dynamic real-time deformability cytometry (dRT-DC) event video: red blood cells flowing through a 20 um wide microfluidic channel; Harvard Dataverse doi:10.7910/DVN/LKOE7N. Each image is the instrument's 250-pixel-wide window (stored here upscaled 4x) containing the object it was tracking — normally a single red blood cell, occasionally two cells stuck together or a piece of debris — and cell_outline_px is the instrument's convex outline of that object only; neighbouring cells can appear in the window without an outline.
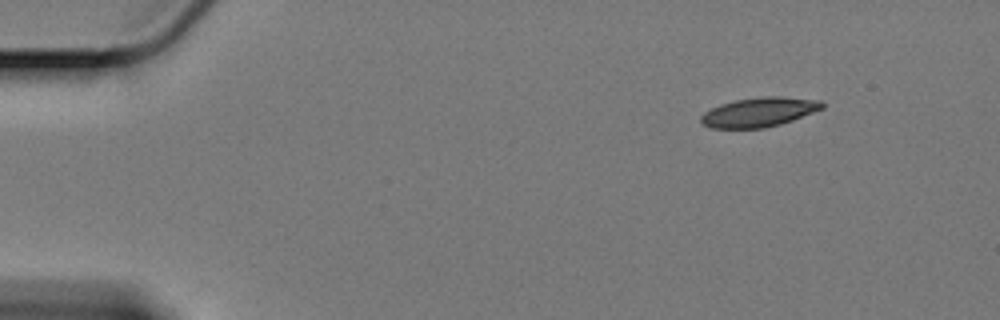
{"species": "Egyptian fruit bat (a non-hibernating species)", "species_latin": "Rousettus aegyptiacus", "temperature_condition": "cold", "stored_images_in_passage": 10, "camera_frame_rate_fps": 3000, "um_per_image_px": 0.085, "animal": {"sex": "female"}, "frame": {"image": 1, "passage_image": 1, "time_ms": 0.0, "image_size_px": [1000, 320], "cell_outline_px": [[824, 108], [792, 120], [780, 124], [764, 128], [712, 128], [704, 124], [700, 120], [700, 116], [704, 112], [720, 104], [736, 100], [768, 96], [780, 96], [820, 100], [824, 104]], "centroid_in_image_um": [64.53, 9.53], "position_along_channel_um": 20.5, "area_um2": 20.58}}